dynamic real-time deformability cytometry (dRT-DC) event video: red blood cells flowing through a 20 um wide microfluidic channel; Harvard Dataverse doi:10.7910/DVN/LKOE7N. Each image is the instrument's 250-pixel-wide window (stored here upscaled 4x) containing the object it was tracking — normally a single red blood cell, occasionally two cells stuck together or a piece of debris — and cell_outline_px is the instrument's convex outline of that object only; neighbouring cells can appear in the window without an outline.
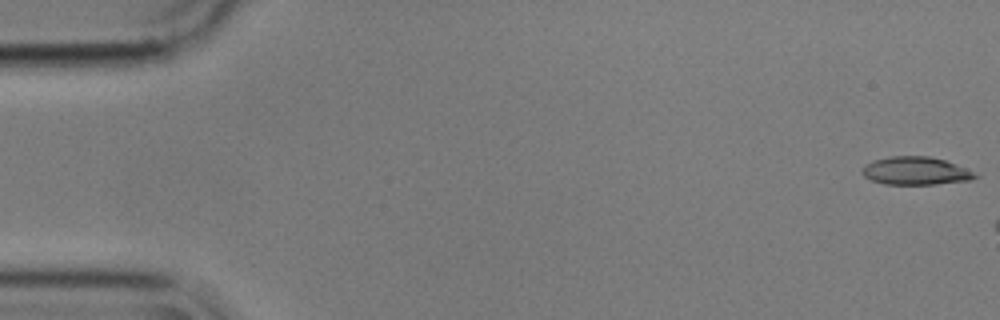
{"species": "common noctule bat (a hibernating species)", "species_latin": "Nyctalus noctula", "temperature_condition": "cold", "stored_images_in_passage": 3, "camera_frame_rate_fps": 3000, "um_per_image_px": 0.085, "animal": {"sex": "male", "body_mass_g": 17.9}, "frame": {"image": 1, "passage_image": 1, "time_ms": 0.0, "image_size_px": [1000, 320], "cell_outline_px": [[980, 176], [972, 180], [936, 184], [884, 184], [872, 180], [864, 176], [860, 172], [864, 164], [872, 160], [888, 156], [928, 156], [944, 160], [956, 164]], "centroid_in_image_um": [77.78, 14.52], "position_along_channel_um": 7.2, "area_um2": 18.5}}